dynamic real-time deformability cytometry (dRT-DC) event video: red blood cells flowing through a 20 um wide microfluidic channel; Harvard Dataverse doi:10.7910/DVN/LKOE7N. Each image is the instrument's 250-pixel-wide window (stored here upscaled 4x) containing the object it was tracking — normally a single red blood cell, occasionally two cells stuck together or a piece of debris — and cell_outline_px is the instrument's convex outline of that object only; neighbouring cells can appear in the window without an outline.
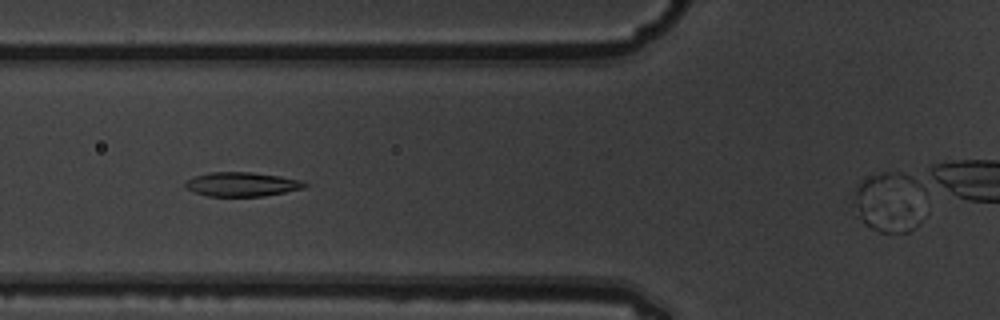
{"species": "common noctule bat (a hibernating species)", "species_latin": "Nyctalus noctula", "temperature_condition": "warm", "stored_images_in_passage": 2, "camera_frame_rate_fps": 3000, "um_per_image_px": 0.085, "animal": {"sex": "male", "body_mass_g": 19.5, "forearm_length_mm": 54.6}, "frame": {"image": 1, "passage_image": 2, "time_ms": 0.333, "image_size_px": [1000, 320], "cell_outline_px": [[924, 220], [916, 228], [908, 232], [880, 232], [864, 224], [860, 216], [860, 208], [904, 204], [908, 204], [924, 216]], "centroid_in_image_um": [75.8, 18.54], "position_along_channel_um": 50.0, "area_um2": 10.23}}